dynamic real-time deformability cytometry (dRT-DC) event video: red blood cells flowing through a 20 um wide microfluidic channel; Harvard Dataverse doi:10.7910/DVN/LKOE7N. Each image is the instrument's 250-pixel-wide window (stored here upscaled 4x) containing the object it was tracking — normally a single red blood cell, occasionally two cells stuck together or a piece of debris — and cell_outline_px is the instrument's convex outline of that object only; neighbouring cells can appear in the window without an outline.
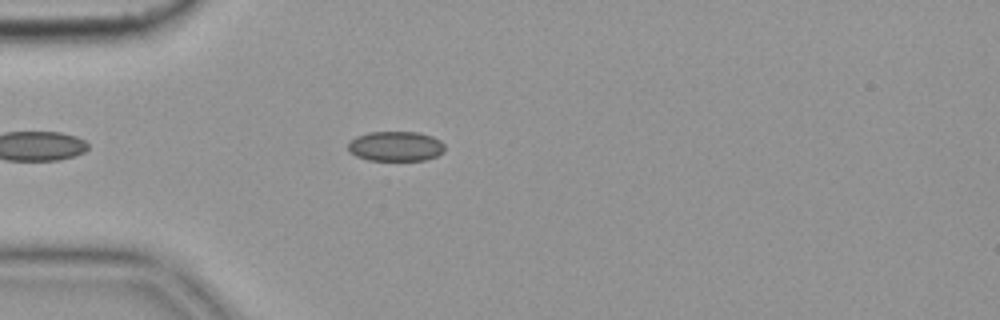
{"species": "common noctule bat (a hibernating species)", "species_latin": "Nyctalus noctula", "temperature_condition": "cold", "stored_images_in_passage": 15, "camera_frame_rate_fps": 3000, "um_per_image_px": 0.085, "animal": {"sex": "female", "body_mass_g": 19.9}, "frame": {"image": 1, "passage_image": 7, "time_ms": 2.0, "image_size_px": [1000, 320], "cell_outline_px": [[444, 152], [436, 156], [424, 160], [368, 160], [356, 156], [348, 148], [348, 144], [356, 136], [368, 132], [420, 132], [432, 136], [440, 140], [444, 144]], "centroid_in_image_um": [33.66, 12.42], "position_along_channel_um": 51.3, "area_um2": 16.82}}